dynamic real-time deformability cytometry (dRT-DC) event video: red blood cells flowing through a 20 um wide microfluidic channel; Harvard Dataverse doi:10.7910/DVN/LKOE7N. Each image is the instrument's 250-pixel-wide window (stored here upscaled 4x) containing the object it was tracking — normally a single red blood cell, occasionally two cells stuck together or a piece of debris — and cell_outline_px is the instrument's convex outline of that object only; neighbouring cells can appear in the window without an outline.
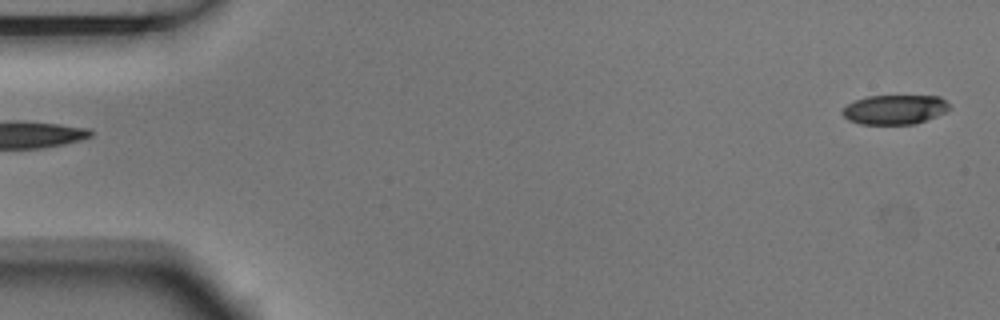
{"species": "Egyptian fruit bat (a non-hibernating species)", "species_latin": "Rousettus aegyptiacus", "temperature_condition": "room temperature", "stored_images_in_passage": 3, "camera_frame_rate_fps": 3000, "um_per_image_px": 0.085, "animal": {"sex": "male"}, "frame": {"image": 1, "passage_image": 3, "time_ms": 0.667, "image_size_px": [1000, 320], "cell_outline_px": [[952, 108], [936, 116], [916, 124], [860, 124], [848, 120], [840, 112], [848, 104], [856, 100], [868, 96], [940, 96]], "centroid_in_image_um": [76.05, 9.32], "position_along_channel_um": 9.0, "area_um2": 18.32}}